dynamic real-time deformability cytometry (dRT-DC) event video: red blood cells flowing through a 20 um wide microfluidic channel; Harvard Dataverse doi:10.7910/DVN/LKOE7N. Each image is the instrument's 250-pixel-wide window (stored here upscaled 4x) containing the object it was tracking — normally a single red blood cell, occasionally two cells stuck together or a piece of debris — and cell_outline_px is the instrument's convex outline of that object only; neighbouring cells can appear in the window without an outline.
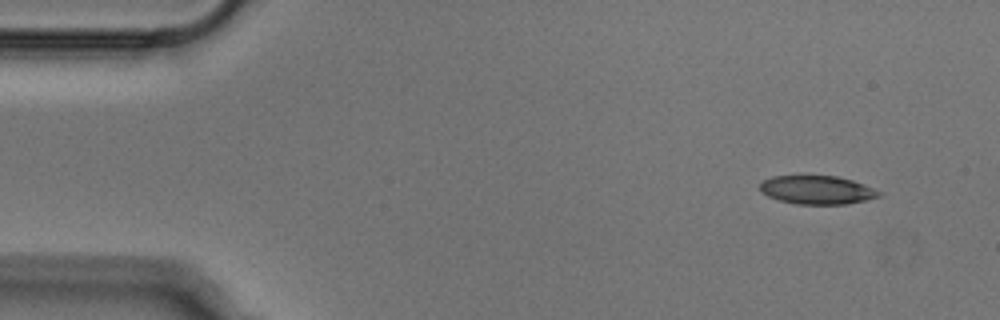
{"species": "Egyptian fruit bat (a non-hibernating species)", "species_latin": "Rousettus aegyptiacus", "temperature_condition": "cold", "stored_images_in_passage": 45, "camera_frame_rate_fps": 3000, "um_per_image_px": 0.085, "animal": {"sex": "male"}, "frame": {"image": 1, "passage_image": 1, "time_ms": 0.0, "image_size_px": [1000, 320], "cell_outline_px": [[880, 196], [848, 204], [796, 204], [780, 200], [768, 196], [760, 192], [760, 184], [764, 180], [772, 176], [836, 176], [852, 180], [864, 184], [880, 192]], "centroid_in_image_um": [69.42, 16.14], "position_along_channel_um": 15.6, "area_um2": 19.59}}
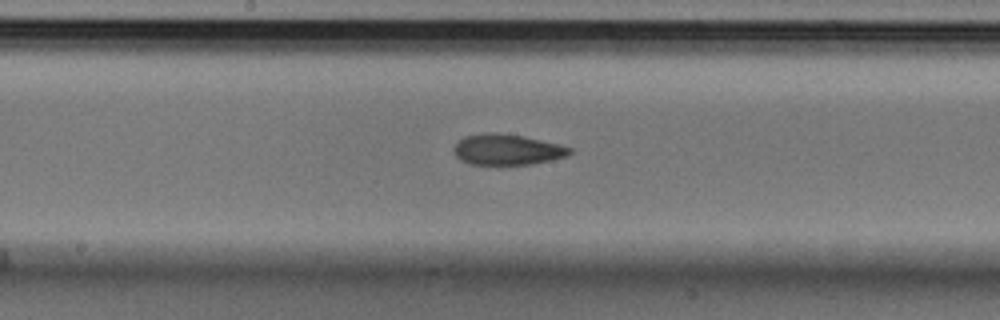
{"frame": {"image": 2, "passage_image": 23, "time_ms": 7.333, "image_size_px": [1000, 320], "cell_outline_px": [[572, 152], [568, 156], [552, 160], [532, 164], [468, 164], [460, 160], [452, 152], [452, 148], [464, 136], [484, 132], [492, 132], [524, 136], [560, 144], [572, 148]], "centroid_in_image_um": [43.1, 12.71], "position_along_channel_um": 205.1, "area_um2": 20.98}}
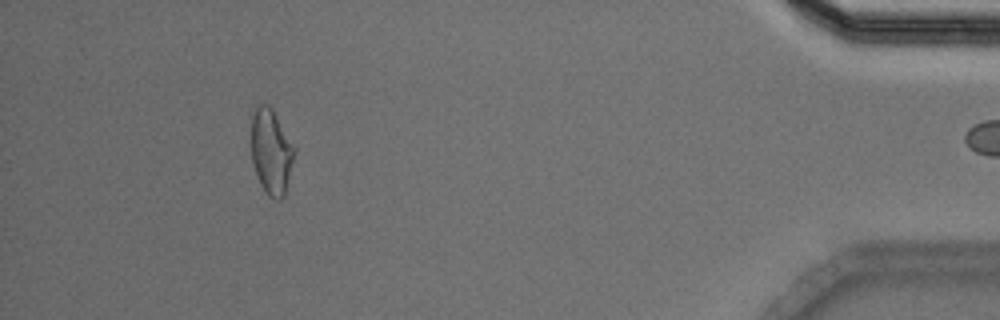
{"frame": {"image": 3, "passage_image": 44, "time_ms": 14.333, "image_size_px": [1000, 320], "cell_outline_px": [[296, 148], [284, 196], [280, 200], [276, 200], [268, 196], [264, 192], [260, 184], [252, 164], [252, 116], [256, 108], [260, 104], [268, 104], [272, 108]], "centroid_in_image_um": [23.05, 12.91], "position_along_channel_um": 412.1, "area_um2": 21.39}}